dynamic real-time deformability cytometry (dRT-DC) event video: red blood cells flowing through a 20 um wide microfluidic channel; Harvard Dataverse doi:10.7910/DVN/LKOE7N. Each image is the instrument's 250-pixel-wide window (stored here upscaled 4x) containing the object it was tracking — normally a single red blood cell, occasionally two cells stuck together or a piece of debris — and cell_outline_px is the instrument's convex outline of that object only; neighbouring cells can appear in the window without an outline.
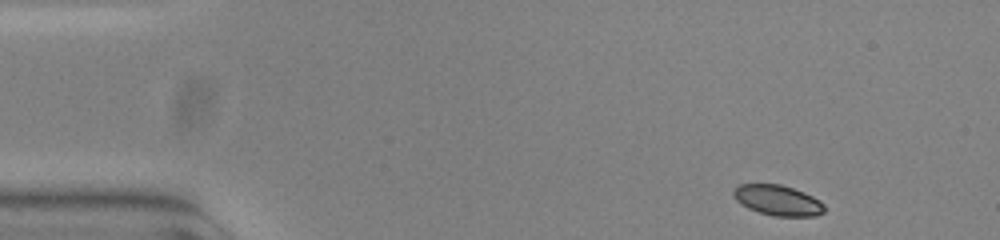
{"species": "common noctule bat (a hibernating species)", "species_latin": "Nyctalus noctula", "temperature_condition": "warm", "stored_images_in_passage": 50, "camera_frame_rate_fps": 3000, "um_per_image_px": 0.085, "animal": {"sex": "female", "body_mass_g": 23.0, "forearm_length_mm": 53.4}, "frame": {"image": 1, "passage_image": 1, "time_ms": 0.0, "image_size_px": [1000, 240], "cell_outline_px": [[824, 212], [816, 216], [772, 216], [748, 208], [740, 204], [736, 200], [732, 192], [740, 184], [780, 184], [804, 192], [820, 200], [824, 204]], "centroid_in_image_um": [66.12, 17.03], "position_along_channel_um": 18.9, "area_um2": 16.07}}
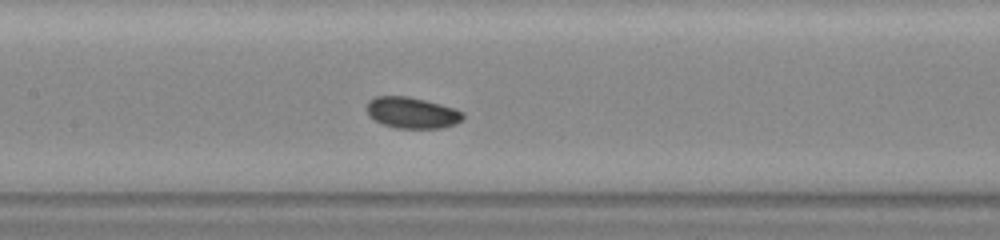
{"frame": {"image": 2, "passage_image": 21, "time_ms": 6.667, "image_size_px": [1000, 240], "cell_outline_px": [[464, 116], [456, 124], [440, 128], [396, 128], [384, 124], [368, 116], [368, 100], [376, 96], [408, 96], [440, 104], [464, 112]], "centroid_in_image_um": [35.01, 9.58], "position_along_channel_um": 172.4, "area_um2": 17.28}}
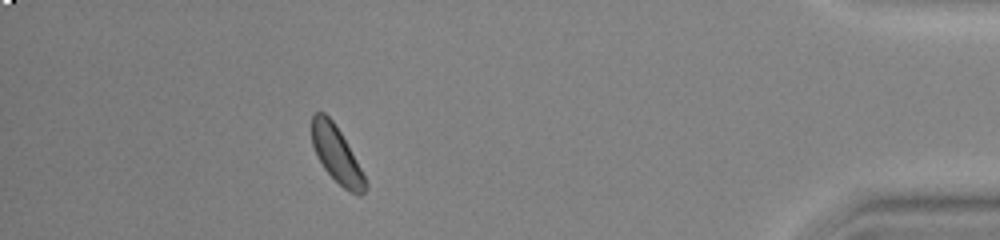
{"frame": {"image": 3, "passage_image": 44, "time_ms": 14.333, "image_size_px": [1000, 240], "cell_outline_px": [[368, 184], [364, 192], [360, 196], [344, 188], [324, 168], [312, 144], [312, 112], [324, 112], [332, 120], [340, 132], [356, 160]], "centroid_in_image_um": [28.6, 13.12], "position_along_channel_um": 406.6, "area_um2": 16.99}}